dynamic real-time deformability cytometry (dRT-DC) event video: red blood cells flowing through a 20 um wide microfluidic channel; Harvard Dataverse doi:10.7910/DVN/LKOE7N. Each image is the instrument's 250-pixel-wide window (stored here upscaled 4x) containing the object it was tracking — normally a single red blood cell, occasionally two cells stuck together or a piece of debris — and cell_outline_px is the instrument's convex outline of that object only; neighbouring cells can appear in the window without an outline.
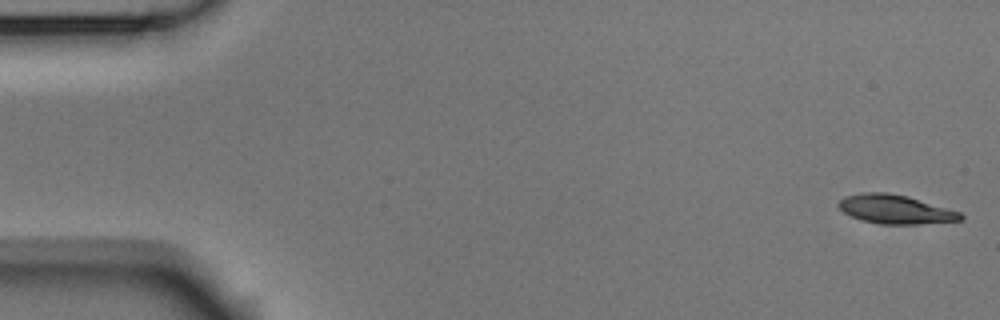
{"species": "Egyptian fruit bat (a non-hibernating species)", "species_latin": "Rousettus aegyptiacus", "temperature_condition": "room temperature", "stored_images_in_passage": 4, "camera_frame_rate_fps": 3000, "um_per_image_px": 0.085, "animal": {"sex": "male"}, "frame": {"image": 1, "passage_image": 1, "time_ms": 0.0, "image_size_px": [1000, 320], "cell_outline_px": [[964, 220], [916, 224], [880, 224], [860, 220], [844, 212], [836, 204], [844, 196], [860, 192], [888, 192], [908, 196], [960, 212], [964, 216]], "centroid_in_image_um": [76.08, 17.78], "position_along_channel_um": 8.9, "area_um2": 20.63}}
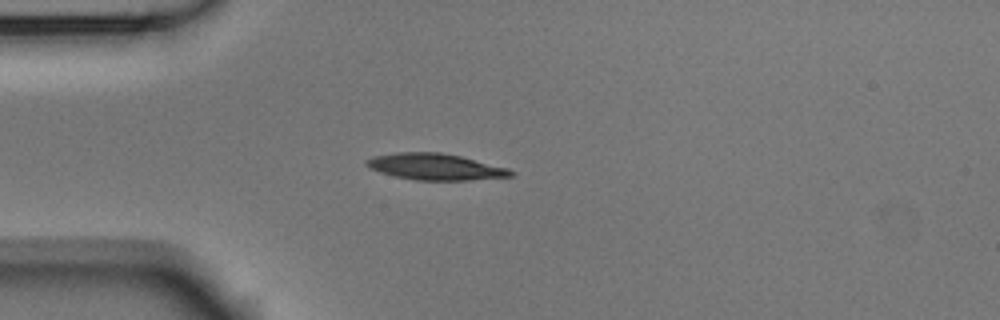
{"frame": {"image": 2, "passage_image": 4, "time_ms": 1.0, "image_size_px": [1000, 320], "cell_outline_px": [[516, 172], [512, 176], [468, 180], [416, 180], [396, 176], [380, 172], [364, 164], [364, 160], [372, 156], [396, 152], [440, 152], [460, 156], [508, 168]], "centroid_in_image_um": [36.98, 14.16], "position_along_channel_um": 48.0, "area_um2": 22.08}}